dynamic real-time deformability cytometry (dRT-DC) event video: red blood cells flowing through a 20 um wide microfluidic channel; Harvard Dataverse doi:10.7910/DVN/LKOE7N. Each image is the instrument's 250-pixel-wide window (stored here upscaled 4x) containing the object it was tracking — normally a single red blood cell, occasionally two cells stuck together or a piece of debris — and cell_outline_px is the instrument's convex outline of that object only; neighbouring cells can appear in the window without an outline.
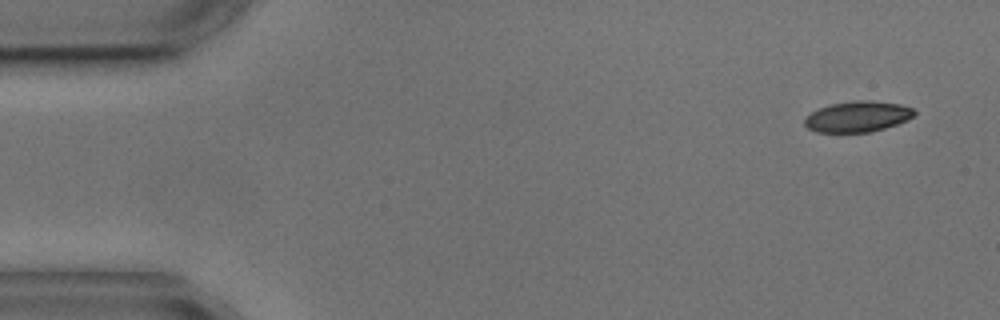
{"species": "common noctule bat (a hibernating species)", "species_latin": "Nyctalus noctula", "temperature_condition": "cold", "stored_images_in_passage": 9, "camera_frame_rate_fps": 3000, "um_per_image_px": 0.085, "animal": {"sex": "male", "body_mass_g": 17.9, "forearm_length_mm": 54.2}, "frame": {"image": 1, "passage_image": 1, "time_ms": 0.0, "image_size_px": [1000, 320], "cell_outline_px": [[916, 112], [912, 116], [896, 124], [884, 128], [868, 132], [816, 132], [808, 128], [804, 124], [804, 120], [812, 112], [820, 108], [832, 104], [856, 100], [868, 100], [900, 104], [912, 108]], "centroid_in_image_um": [72.88, 9.91], "position_along_channel_um": 12.1, "area_um2": 19.31}}
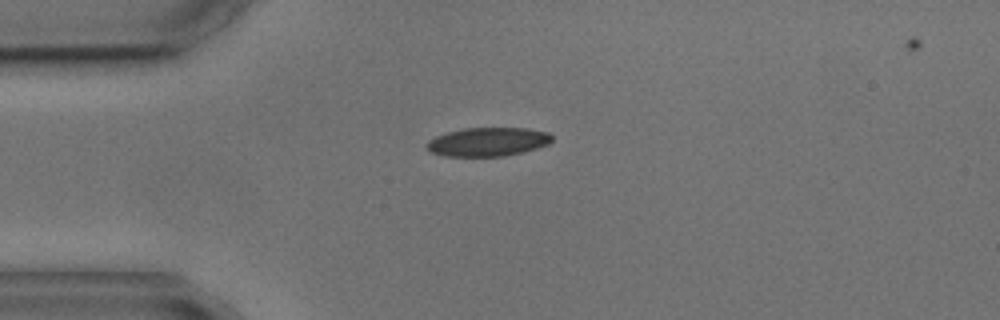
{"frame": {"image": 2, "passage_image": 3, "time_ms": 3.333, "image_size_px": [1000, 320], "cell_outline_px": [[552, 140], [548, 144], [536, 148], [504, 156], [444, 156], [432, 152], [428, 148], [428, 140], [436, 136], [448, 132], [464, 128], [528, 128], [548, 132], [552, 136]], "centroid_in_image_um": [41.48, 12.05], "position_along_channel_um": 43.5, "area_um2": 20.75}}
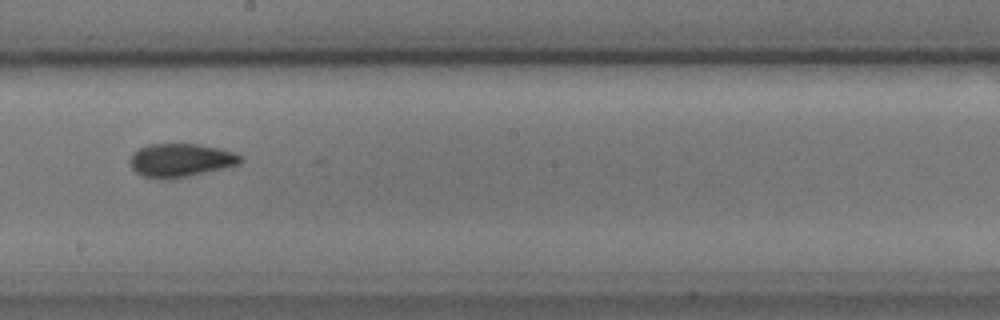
{"frame": {"image": 3, "passage_image": 8, "time_ms": 9.0, "image_size_px": [1000, 320], "cell_outline_px": [[244, 160], [240, 164], [224, 168], [188, 176], [168, 180], [160, 180], [140, 176], [132, 168], [128, 160], [132, 152], [148, 144], [200, 144], [220, 148], [232, 152], [240, 156]], "centroid_in_image_um": [15.31, 13.63], "position_along_channel_um": 232.9, "area_um2": 21.85}}